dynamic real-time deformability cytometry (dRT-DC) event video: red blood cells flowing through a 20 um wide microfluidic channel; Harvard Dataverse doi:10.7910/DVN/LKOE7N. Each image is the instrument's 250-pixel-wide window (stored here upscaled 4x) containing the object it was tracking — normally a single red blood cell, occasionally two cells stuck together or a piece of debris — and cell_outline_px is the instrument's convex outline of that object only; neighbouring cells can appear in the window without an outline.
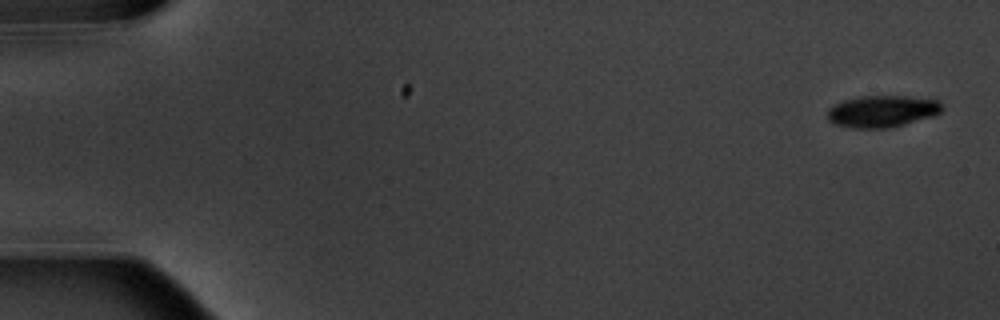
{"species": "common noctule bat (a hibernating species)", "species_latin": "Nyctalus noctula", "temperature_condition": "warm", "stored_images_in_passage": 9, "camera_frame_rate_fps": 3000, "um_per_image_px": 0.085, "animal": {"sex": "male", "body_mass_g": 20.1, "forearm_length_mm": 53.5}, "frame": {"image": 1, "passage_image": 1, "time_ms": 0.0, "image_size_px": [1000, 320], "cell_outline_px": [[944, 108], [936, 116], [888, 128], [852, 128], [832, 124], [828, 120], [828, 108], [844, 100], [860, 96], [908, 96], [936, 100]], "centroid_in_image_um": [74.98, 9.47], "position_along_channel_um": 10.0, "area_um2": 21.33}}
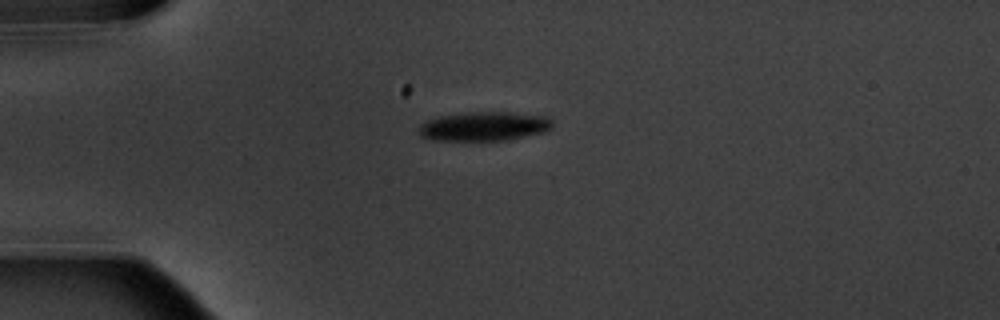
{"frame": {"image": 2, "passage_image": 4, "time_ms": 4.333, "image_size_px": [1000, 320], "cell_outline_px": [[552, 128], [544, 132], [508, 140], [432, 140], [420, 136], [416, 128], [420, 124], [428, 120], [440, 116], [468, 112], [508, 112], [544, 116], [552, 120]], "centroid_in_image_um": [41.11, 10.74], "position_along_channel_um": 43.9, "area_um2": 22.72}}
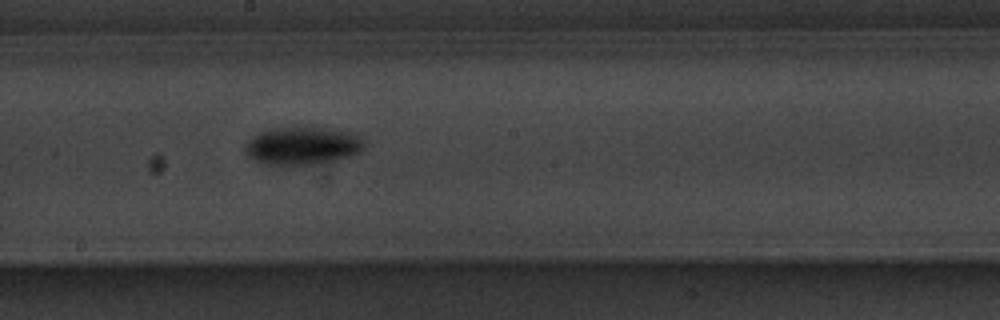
{"frame": {"image": 3, "passage_image": 9, "time_ms": 10.0, "image_size_px": [1000, 320], "cell_outline_px": [[368, 144], [360, 152], [352, 156], [300, 168], [292, 168], [264, 164], [248, 156], [244, 152], [244, 144], [252, 136], [260, 132], [280, 128], [324, 128], [356, 132], [368, 140]], "centroid_in_image_um": [25.77, 12.44], "position_along_channel_um": 222.4, "area_um2": 27.4}}